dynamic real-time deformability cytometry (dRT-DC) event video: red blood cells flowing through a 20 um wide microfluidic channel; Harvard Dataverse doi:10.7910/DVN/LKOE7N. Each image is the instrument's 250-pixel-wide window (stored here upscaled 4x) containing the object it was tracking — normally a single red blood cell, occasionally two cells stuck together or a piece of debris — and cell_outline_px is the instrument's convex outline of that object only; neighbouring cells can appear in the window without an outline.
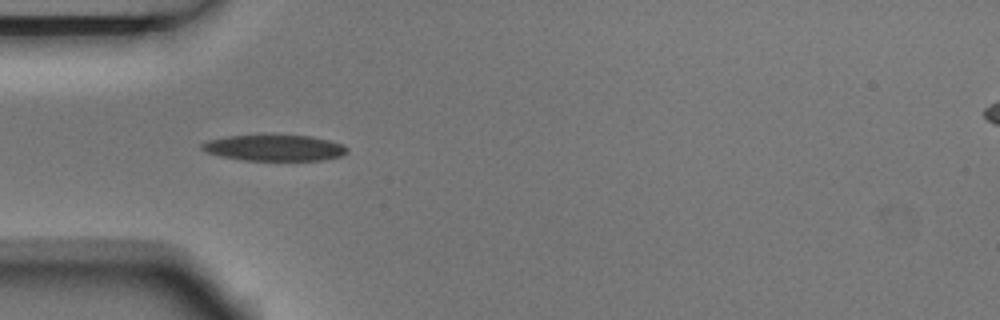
{"species": "Egyptian fruit bat (a non-hibernating species)", "species_latin": "Rousettus aegyptiacus", "temperature_condition": "room temperature", "stored_images_in_passage": 4, "camera_frame_rate_fps": 3000, "um_per_image_px": 0.085, "animal": {"sex": "male"}, "frame": {"image": 1, "passage_image": 4, "time_ms": 1.0, "image_size_px": [1000, 320], "cell_outline_px": [[348, 152], [344, 156], [324, 160], [240, 160], [220, 156], [208, 152], [200, 148], [200, 144], [208, 140], [228, 136], [260, 132], [276, 132], [312, 136], [328, 140], [340, 144], [348, 148]], "centroid_in_image_um": [23.31, 12.51], "position_along_channel_um": 61.7, "area_um2": 23.29}}